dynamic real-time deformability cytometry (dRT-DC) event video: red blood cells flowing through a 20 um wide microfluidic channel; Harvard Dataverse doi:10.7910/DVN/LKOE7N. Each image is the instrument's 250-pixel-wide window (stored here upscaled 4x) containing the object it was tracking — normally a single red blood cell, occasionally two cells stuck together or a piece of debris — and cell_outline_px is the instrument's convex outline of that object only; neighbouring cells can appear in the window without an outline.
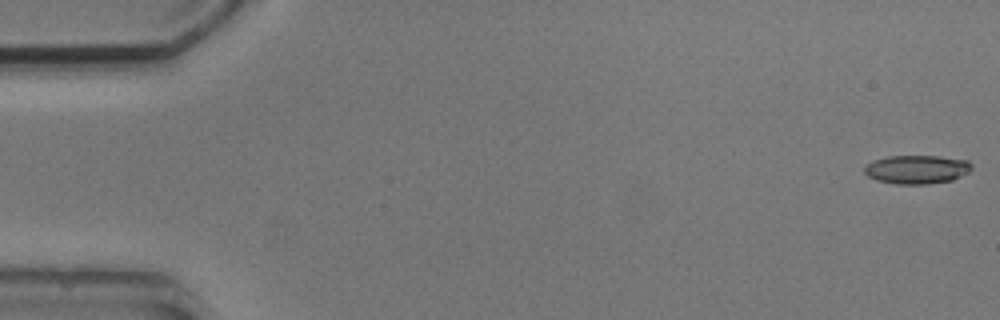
{"species": "common noctule bat (a hibernating species)", "species_latin": "Nyctalus noctula", "temperature_condition": "cold", "stored_images_in_passage": 5, "camera_frame_rate_fps": 3000, "um_per_image_px": 0.085, "animal": {"sex": "male", "body_mass_g": 20.5, "forearm_length_mm": 52.5}, "frame": {"image": 1, "passage_image": 1, "time_ms": 0.0, "image_size_px": [1000, 320], "cell_outline_px": [[972, 168], [968, 172], [952, 180], [928, 184], [896, 184], [876, 180], [868, 176], [864, 172], [864, 168], [872, 160], [888, 156], [940, 156], [968, 160], [972, 164]], "centroid_in_image_um": [77.93, 14.39], "position_along_channel_um": 7.1, "area_um2": 17.98}}
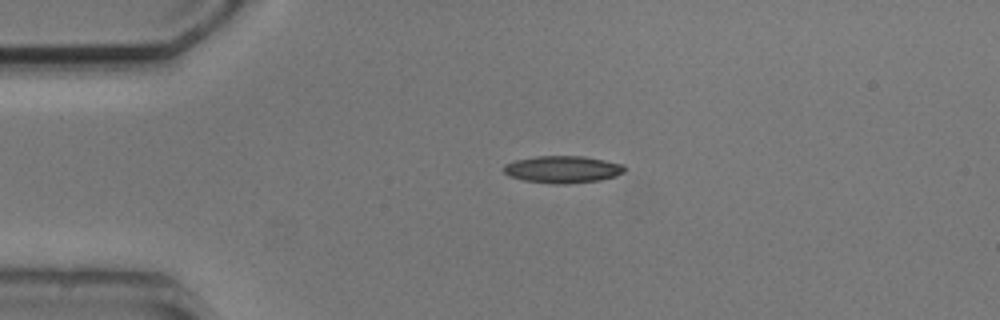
{"frame": {"image": 2, "passage_image": 4, "time_ms": 3.667, "image_size_px": [1000, 320], "cell_outline_px": [[624, 172], [616, 176], [600, 180], [568, 184], [556, 184], [524, 180], [508, 176], [504, 172], [504, 164], [516, 160], [536, 156], [584, 156], [624, 164]], "centroid_in_image_um": [47.83, 14.4], "position_along_channel_um": 37.2, "area_um2": 19.13}}